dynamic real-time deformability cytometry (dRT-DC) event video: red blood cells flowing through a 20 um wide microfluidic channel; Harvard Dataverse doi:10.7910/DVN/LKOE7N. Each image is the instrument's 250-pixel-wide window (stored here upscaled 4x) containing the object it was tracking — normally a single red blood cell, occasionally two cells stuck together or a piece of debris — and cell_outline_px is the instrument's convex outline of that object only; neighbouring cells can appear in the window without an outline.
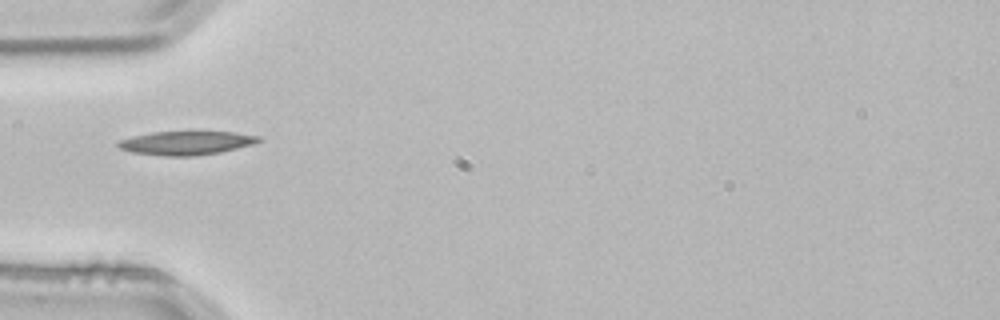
{"species": "common noctule bat (a hibernating species)", "species_latin": "Nyctalus noctula", "temperature_condition": "room temperature", "stored_images_in_passage": 4, "camera_frame_rate_fps": 3000, "um_per_image_px": 0.085, "animal": {"sex": "male", "body_mass_g": 21.5, "forearm_length_mm": 52.0}, "frame": {"image": 1, "passage_image": 4, "time_ms": 1.0, "image_size_px": [1000, 320], "cell_outline_px": [[264, 140], [252, 144], [220, 152], [192, 156], [164, 156], [132, 152], [120, 148], [116, 144], [120, 140], [132, 136], [152, 132], [188, 128], [236, 132], [260, 136]], "centroid_in_image_um": [15.87, 12.09], "position_along_channel_um": 69.1, "area_um2": 20.52}}